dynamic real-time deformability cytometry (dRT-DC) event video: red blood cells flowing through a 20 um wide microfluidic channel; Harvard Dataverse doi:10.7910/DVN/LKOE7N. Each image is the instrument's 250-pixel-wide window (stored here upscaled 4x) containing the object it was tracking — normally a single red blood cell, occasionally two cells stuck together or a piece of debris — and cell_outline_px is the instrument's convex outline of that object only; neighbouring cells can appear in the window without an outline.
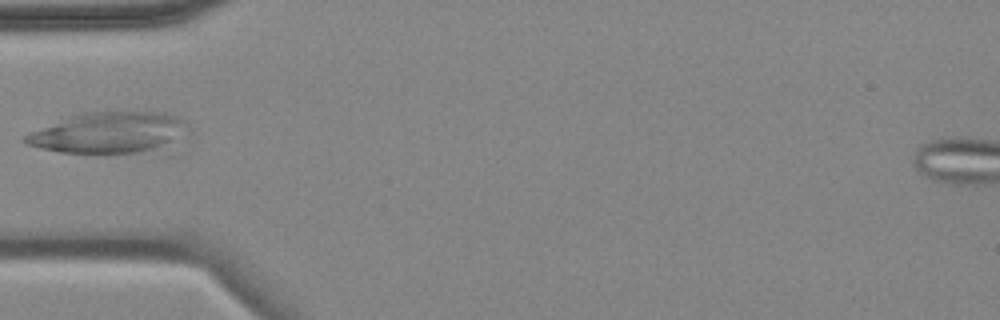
{"species": "common noctule bat (a hibernating species)", "species_latin": "Nyctalus noctula", "temperature_condition": "cold", "stored_images_in_passage": 6, "camera_frame_rate_fps": 3000, "um_per_image_px": 0.085, "animal": {"sex": "female", "body_mass_g": 18.4}, "frame": {"image": 1, "passage_image": 6, "time_ms": 5.667, "image_size_px": [1000, 320], "cell_outline_px": [[188, 124], [172, 156], [164, 156], [60, 152], [40, 148], [28, 144], [20, 140], [24, 136], [32, 132], [68, 116], [84, 112], [164, 112], [176, 116], [184, 120]], "centroid_in_image_um": [9.51, 11.37], "position_along_channel_um": 75.5, "area_um2": 41.33}}